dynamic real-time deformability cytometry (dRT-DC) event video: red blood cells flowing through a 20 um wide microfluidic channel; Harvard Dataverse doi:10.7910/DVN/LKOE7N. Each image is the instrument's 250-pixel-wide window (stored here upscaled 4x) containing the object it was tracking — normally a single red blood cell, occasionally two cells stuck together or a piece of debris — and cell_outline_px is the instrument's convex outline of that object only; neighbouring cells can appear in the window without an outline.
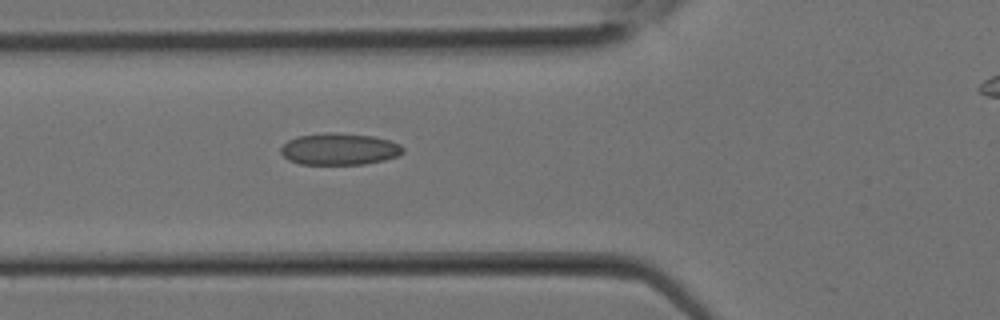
{"species": "Egyptian fruit bat (a non-hibernating species)", "species_latin": "Rousettus aegyptiacus", "temperature_condition": "room temperature", "stored_images_in_passage": 4, "camera_frame_rate_fps": 3000, "um_per_image_px": 0.085, "animal": {"sex": "female"}, "frame": {"image": 1, "passage_image": 4, "time_ms": 1.0, "image_size_px": [1000, 320], "cell_outline_px": [[404, 152], [396, 156], [384, 160], [364, 164], [300, 164], [288, 160], [280, 152], [280, 148], [288, 140], [296, 136], [328, 132], [332, 132], [372, 136], [388, 140], [400, 144], [404, 148]], "centroid_in_image_um": [28.82, 12.67], "position_along_channel_um": 97.0, "area_um2": 22.6}}